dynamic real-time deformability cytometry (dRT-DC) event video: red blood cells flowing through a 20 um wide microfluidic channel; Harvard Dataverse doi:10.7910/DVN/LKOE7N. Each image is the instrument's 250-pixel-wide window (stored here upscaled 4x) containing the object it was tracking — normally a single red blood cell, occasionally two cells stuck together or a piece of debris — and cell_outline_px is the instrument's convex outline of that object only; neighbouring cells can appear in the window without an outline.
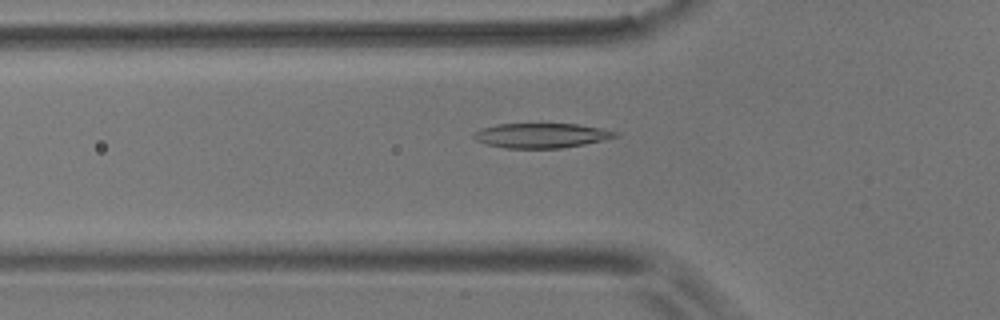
{"species": "common noctule bat (a hibernating species)", "species_latin": "Nyctalus noctula", "temperature_condition": "room temperature", "stored_images_in_passage": 55, "camera_frame_rate_fps": 3000, "um_per_image_px": 0.085, "animal": {"sex": "male", "body_mass_g": 17.9}, "frame": {"image": 1, "passage_image": 18, "time_ms": 5.667, "image_size_px": [1000, 320], "cell_outline_px": [[620, 136], [604, 140], [584, 144], [560, 148], [508, 148], [488, 144], [476, 140], [472, 136], [472, 132], [480, 128], [496, 124], [576, 124], [600, 128], [620, 132]], "centroid_in_image_um": [46.02, 11.51], "position_along_channel_um": 79.8, "area_um2": 20.4}}
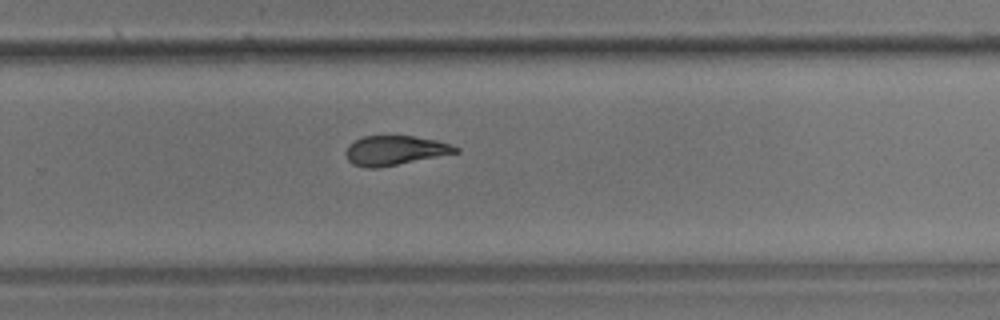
{"frame": {"image": 2, "passage_image": 36, "time_ms": 11.667, "image_size_px": [1000, 320], "cell_outline_px": [[460, 152], [376, 168], [368, 168], [352, 164], [348, 160], [344, 152], [348, 144], [364, 136], [412, 136], [436, 140], [452, 144], [460, 148]], "centroid_in_image_um": [33.56, 12.78], "position_along_channel_um": 296.2, "area_um2": 18.79}}
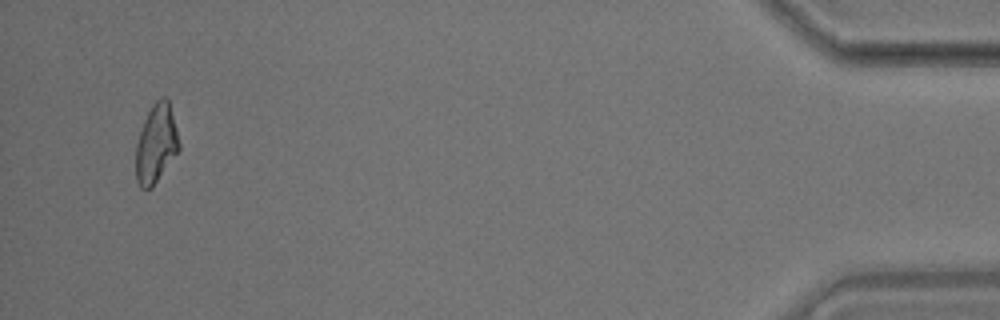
{"frame": {"image": 3, "passage_image": 53, "time_ms": 17.333, "image_size_px": [1000, 320], "cell_outline_px": [[180, 148], [152, 188], [140, 188], [136, 180], [136, 144], [144, 120], [152, 104], [156, 100], [164, 96], [168, 100], [176, 128], [180, 144]], "centroid_in_image_um": [13.26, 12.23], "position_along_channel_um": 421.9, "area_um2": 19.54}, "authors_computed_cell_mechanics": {"area_um2": 20.0566, "velocity_mm_per_s": 3.597, "shape_relaxation_time_tau1_ms": 5.9341, "shape_relaxation_time_tau2_ms": 4.4644, "deformation_change_tau1": 0.1879, "deformation_change_tau2": 0.1022}}